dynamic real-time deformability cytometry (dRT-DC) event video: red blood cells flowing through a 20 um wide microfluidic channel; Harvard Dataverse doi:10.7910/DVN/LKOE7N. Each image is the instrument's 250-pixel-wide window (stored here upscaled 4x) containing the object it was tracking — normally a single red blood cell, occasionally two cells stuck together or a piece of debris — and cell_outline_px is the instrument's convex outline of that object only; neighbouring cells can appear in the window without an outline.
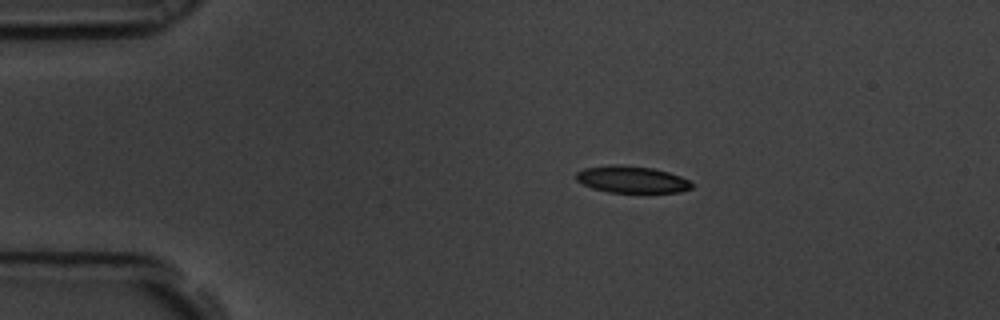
{"species": "common noctule bat (a hibernating species)", "species_latin": "Nyctalus noctula", "temperature_condition": "room temperature", "stored_images_in_passage": 5, "camera_frame_rate_fps": 3000, "um_per_image_px": 0.085, "animal": {"sex": "male", "body_mass_g": 19.5, "forearm_length_mm": 54.6}, "frame": {"image": 1, "passage_image": 3, "time_ms": 0.667, "image_size_px": [1000, 320], "cell_outline_px": [[696, 184], [692, 188], [680, 192], [608, 192], [592, 188], [576, 180], [576, 172], [584, 168], [612, 164], [620, 164], [652, 168], [668, 172], [680, 176]], "centroid_in_image_um": [53.71, 15.25], "position_along_channel_um": 31.3, "area_um2": 18.15}}
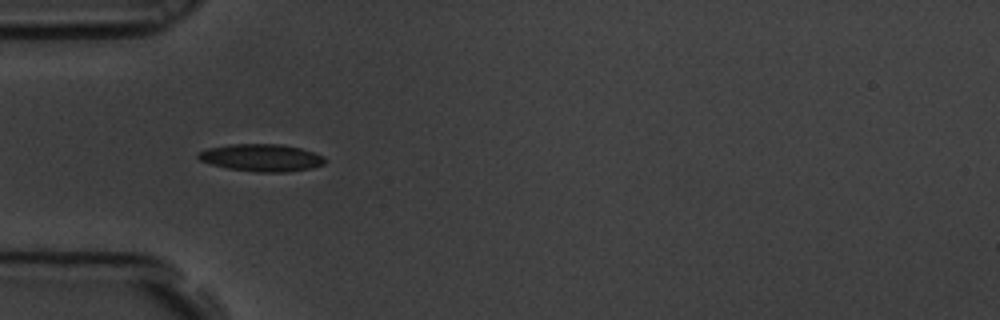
{"frame": {"image": 2, "passage_image": 5, "time_ms": 1.333, "image_size_px": [1000, 320], "cell_outline_px": [[324, 164], [312, 168], [288, 172], [256, 172], [228, 168], [212, 164], [200, 160], [196, 156], [196, 152], [208, 148], [232, 144], [280, 144], [300, 148], [324, 156]], "centroid_in_image_um": [22.21, 13.4], "position_along_channel_um": 62.8, "area_um2": 20.11}}